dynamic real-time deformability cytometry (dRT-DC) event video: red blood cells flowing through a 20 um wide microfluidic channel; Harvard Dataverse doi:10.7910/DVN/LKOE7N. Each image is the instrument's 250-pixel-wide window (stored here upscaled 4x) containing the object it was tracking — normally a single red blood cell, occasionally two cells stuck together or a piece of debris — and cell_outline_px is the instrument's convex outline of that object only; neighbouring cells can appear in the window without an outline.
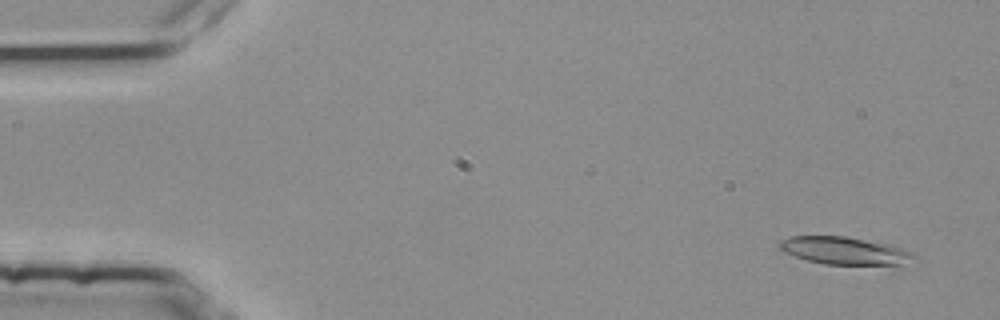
{"species": "common noctule bat (a hibernating species)", "species_latin": "Nyctalus noctula", "temperature_condition": "room temperature", "stored_images_in_passage": 52, "camera_frame_rate_fps": 3000, "um_per_image_px": 0.085, "animal": {"sex": "female", "body_mass_g": 25.1}, "frame": {"image": 1, "passage_image": 3, "time_ms": 0.667, "image_size_px": [1000, 320], "cell_outline_px": [[920, 260], [900, 264], [824, 264], [808, 260], [784, 252], [776, 244], [780, 240], [792, 236], [844, 236], [864, 240], [900, 248], [912, 252], [920, 256]], "centroid_in_image_um": [71.8, 21.31], "position_along_channel_um": 13.2, "area_um2": 21.33}}
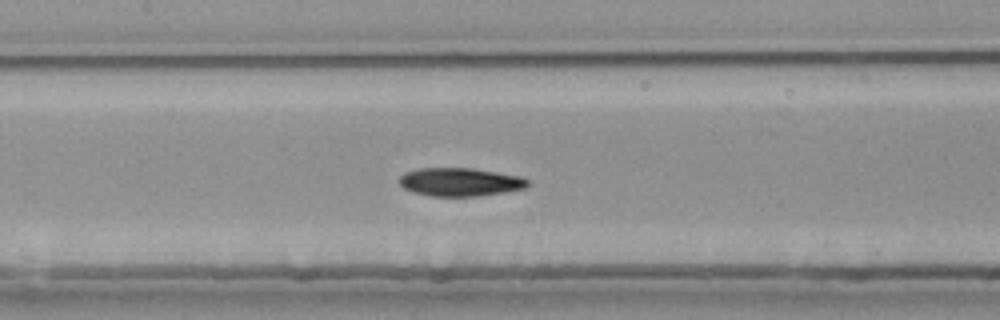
{"frame": {"image": 2, "passage_image": 25, "time_ms": 8.0, "image_size_px": [1000, 320], "cell_outline_px": [[532, 184], [524, 188], [504, 192], [480, 196], [432, 196], [412, 192], [404, 188], [396, 180], [404, 172], [420, 168], [472, 168], [520, 176], [532, 180]], "centroid_in_image_um": [39.11, 15.47], "position_along_channel_um": 168.3, "area_um2": 21.44}}
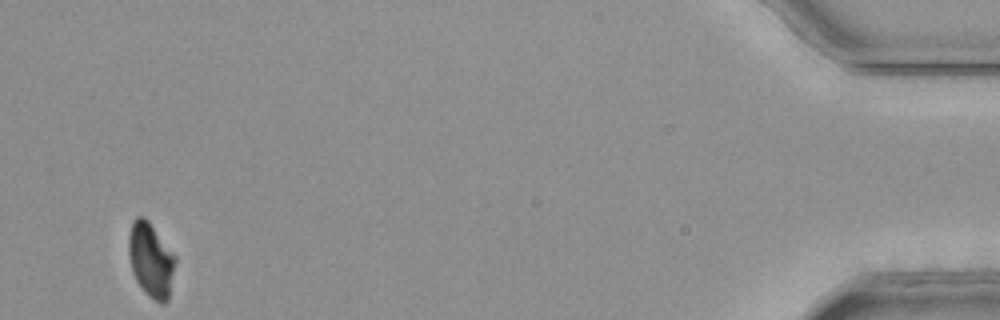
{"frame": {"image": 3, "passage_image": 52, "time_ms": 17.0, "image_size_px": [1000, 320], "cell_outline_px": [[176, 260], [168, 300], [164, 304], [160, 304], [148, 296], [144, 292], [136, 280], [132, 272], [128, 252], [128, 236], [132, 220], [136, 216], [144, 216], [148, 220], [176, 256]], "centroid_in_image_um": [12.81, 22.09], "position_along_channel_um": 422.4, "area_um2": 20.46}, "authors_computed_cell_mechanics": {"area_um2": 21.3282, "velocity_mm_per_s": 3.7825, "shape_relaxation_time_tau1_ms": 4.5386, "shape_relaxation_time_tau2_ms": 2.8043, "deformation_change_tau1": 0.1637, "deformation_change_tau2": 0.0799}}